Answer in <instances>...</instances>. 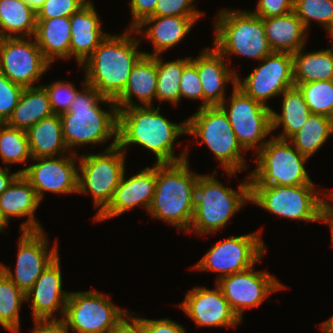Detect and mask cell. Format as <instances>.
<instances>
[{
    "mask_svg": "<svg viewBox=\"0 0 333 333\" xmlns=\"http://www.w3.org/2000/svg\"><path fill=\"white\" fill-rule=\"evenodd\" d=\"M0 157L3 163H27L32 156L25 130L0 123Z\"/></svg>",
    "mask_w": 333,
    "mask_h": 333,
    "instance_id": "obj_37",
    "label": "cell"
},
{
    "mask_svg": "<svg viewBox=\"0 0 333 333\" xmlns=\"http://www.w3.org/2000/svg\"><path fill=\"white\" fill-rule=\"evenodd\" d=\"M158 0H130L132 22L128 27L135 29L144 19L151 16L155 11Z\"/></svg>",
    "mask_w": 333,
    "mask_h": 333,
    "instance_id": "obj_46",
    "label": "cell"
},
{
    "mask_svg": "<svg viewBox=\"0 0 333 333\" xmlns=\"http://www.w3.org/2000/svg\"><path fill=\"white\" fill-rule=\"evenodd\" d=\"M246 178L236 191L224 186L214 174H199L191 192L194 214L187 233L195 231L204 235L224 228L230 218L250 202L249 176Z\"/></svg>",
    "mask_w": 333,
    "mask_h": 333,
    "instance_id": "obj_4",
    "label": "cell"
},
{
    "mask_svg": "<svg viewBox=\"0 0 333 333\" xmlns=\"http://www.w3.org/2000/svg\"><path fill=\"white\" fill-rule=\"evenodd\" d=\"M321 328L324 333H333V315L325 322L321 323Z\"/></svg>",
    "mask_w": 333,
    "mask_h": 333,
    "instance_id": "obj_52",
    "label": "cell"
},
{
    "mask_svg": "<svg viewBox=\"0 0 333 333\" xmlns=\"http://www.w3.org/2000/svg\"><path fill=\"white\" fill-rule=\"evenodd\" d=\"M188 162L156 164L155 193L147 211L186 233L194 214L191 192L199 177L189 169Z\"/></svg>",
    "mask_w": 333,
    "mask_h": 333,
    "instance_id": "obj_5",
    "label": "cell"
},
{
    "mask_svg": "<svg viewBox=\"0 0 333 333\" xmlns=\"http://www.w3.org/2000/svg\"><path fill=\"white\" fill-rule=\"evenodd\" d=\"M327 33L329 34V36L332 38V40H333V27L331 28V29H329L328 31H327ZM331 50H333V43H332V48H330Z\"/></svg>",
    "mask_w": 333,
    "mask_h": 333,
    "instance_id": "obj_56",
    "label": "cell"
},
{
    "mask_svg": "<svg viewBox=\"0 0 333 333\" xmlns=\"http://www.w3.org/2000/svg\"><path fill=\"white\" fill-rule=\"evenodd\" d=\"M214 22L213 45L224 57L237 54L261 61L273 52L262 18L251 11L220 10Z\"/></svg>",
    "mask_w": 333,
    "mask_h": 333,
    "instance_id": "obj_6",
    "label": "cell"
},
{
    "mask_svg": "<svg viewBox=\"0 0 333 333\" xmlns=\"http://www.w3.org/2000/svg\"><path fill=\"white\" fill-rule=\"evenodd\" d=\"M131 314L134 313L128 311L109 333H145L143 318L133 317Z\"/></svg>",
    "mask_w": 333,
    "mask_h": 333,
    "instance_id": "obj_48",
    "label": "cell"
},
{
    "mask_svg": "<svg viewBox=\"0 0 333 333\" xmlns=\"http://www.w3.org/2000/svg\"><path fill=\"white\" fill-rule=\"evenodd\" d=\"M219 106L227 114L243 149L248 151L254 148L258 152L267 142L264 138L272 132V108L246 95L236 85H233L229 99H225Z\"/></svg>",
    "mask_w": 333,
    "mask_h": 333,
    "instance_id": "obj_12",
    "label": "cell"
},
{
    "mask_svg": "<svg viewBox=\"0 0 333 333\" xmlns=\"http://www.w3.org/2000/svg\"><path fill=\"white\" fill-rule=\"evenodd\" d=\"M315 185H250V202L279 217L317 222L323 198Z\"/></svg>",
    "mask_w": 333,
    "mask_h": 333,
    "instance_id": "obj_10",
    "label": "cell"
},
{
    "mask_svg": "<svg viewBox=\"0 0 333 333\" xmlns=\"http://www.w3.org/2000/svg\"><path fill=\"white\" fill-rule=\"evenodd\" d=\"M156 87V56L144 54L133 67L124 91L115 101L117 108L140 106L133 102V96L139 99L142 106H152L153 100L156 99Z\"/></svg>",
    "mask_w": 333,
    "mask_h": 333,
    "instance_id": "obj_26",
    "label": "cell"
},
{
    "mask_svg": "<svg viewBox=\"0 0 333 333\" xmlns=\"http://www.w3.org/2000/svg\"><path fill=\"white\" fill-rule=\"evenodd\" d=\"M265 35L273 52L295 53L304 48L308 34L294 11L276 17L262 18Z\"/></svg>",
    "mask_w": 333,
    "mask_h": 333,
    "instance_id": "obj_27",
    "label": "cell"
},
{
    "mask_svg": "<svg viewBox=\"0 0 333 333\" xmlns=\"http://www.w3.org/2000/svg\"><path fill=\"white\" fill-rule=\"evenodd\" d=\"M145 333H185L186 330L181 324L167 319H146L143 318Z\"/></svg>",
    "mask_w": 333,
    "mask_h": 333,
    "instance_id": "obj_47",
    "label": "cell"
},
{
    "mask_svg": "<svg viewBox=\"0 0 333 333\" xmlns=\"http://www.w3.org/2000/svg\"><path fill=\"white\" fill-rule=\"evenodd\" d=\"M332 133V118L310 114L301 129L288 140L302 155L310 158L325 144Z\"/></svg>",
    "mask_w": 333,
    "mask_h": 333,
    "instance_id": "obj_34",
    "label": "cell"
},
{
    "mask_svg": "<svg viewBox=\"0 0 333 333\" xmlns=\"http://www.w3.org/2000/svg\"><path fill=\"white\" fill-rule=\"evenodd\" d=\"M330 198V200H333V192L325 194ZM323 202L333 211V204L331 205L330 203L327 202V200L323 197Z\"/></svg>",
    "mask_w": 333,
    "mask_h": 333,
    "instance_id": "obj_55",
    "label": "cell"
},
{
    "mask_svg": "<svg viewBox=\"0 0 333 333\" xmlns=\"http://www.w3.org/2000/svg\"><path fill=\"white\" fill-rule=\"evenodd\" d=\"M187 135L196 136L221 162L227 175L232 176L247 168L244 151L232 129L227 114L220 106L199 108L186 120Z\"/></svg>",
    "mask_w": 333,
    "mask_h": 333,
    "instance_id": "obj_7",
    "label": "cell"
},
{
    "mask_svg": "<svg viewBox=\"0 0 333 333\" xmlns=\"http://www.w3.org/2000/svg\"><path fill=\"white\" fill-rule=\"evenodd\" d=\"M98 291L70 292L62 322L67 333H109L128 313Z\"/></svg>",
    "mask_w": 333,
    "mask_h": 333,
    "instance_id": "obj_11",
    "label": "cell"
},
{
    "mask_svg": "<svg viewBox=\"0 0 333 333\" xmlns=\"http://www.w3.org/2000/svg\"><path fill=\"white\" fill-rule=\"evenodd\" d=\"M78 153L70 156L32 158L37 161L29 167L18 170L35 189L41 201L45 192L70 194L78 192Z\"/></svg>",
    "mask_w": 333,
    "mask_h": 333,
    "instance_id": "obj_18",
    "label": "cell"
},
{
    "mask_svg": "<svg viewBox=\"0 0 333 333\" xmlns=\"http://www.w3.org/2000/svg\"><path fill=\"white\" fill-rule=\"evenodd\" d=\"M99 19L91 1L70 16V57L74 56L80 66L108 35L103 32Z\"/></svg>",
    "mask_w": 333,
    "mask_h": 333,
    "instance_id": "obj_24",
    "label": "cell"
},
{
    "mask_svg": "<svg viewBox=\"0 0 333 333\" xmlns=\"http://www.w3.org/2000/svg\"><path fill=\"white\" fill-rule=\"evenodd\" d=\"M83 90L78 91L69 110L60 114L63 139L69 151L82 145L101 144L113 137L118 140V109L115 101L102 97L97 90L83 81ZM108 104L105 111L99 103Z\"/></svg>",
    "mask_w": 333,
    "mask_h": 333,
    "instance_id": "obj_3",
    "label": "cell"
},
{
    "mask_svg": "<svg viewBox=\"0 0 333 333\" xmlns=\"http://www.w3.org/2000/svg\"><path fill=\"white\" fill-rule=\"evenodd\" d=\"M191 61V57H185L181 60L164 61L161 55H156L157 63V87L156 99L162 104V101H169L177 105L180 101V79L184 67Z\"/></svg>",
    "mask_w": 333,
    "mask_h": 333,
    "instance_id": "obj_35",
    "label": "cell"
},
{
    "mask_svg": "<svg viewBox=\"0 0 333 333\" xmlns=\"http://www.w3.org/2000/svg\"><path fill=\"white\" fill-rule=\"evenodd\" d=\"M311 114L333 119V80L295 83Z\"/></svg>",
    "mask_w": 333,
    "mask_h": 333,
    "instance_id": "obj_38",
    "label": "cell"
},
{
    "mask_svg": "<svg viewBox=\"0 0 333 333\" xmlns=\"http://www.w3.org/2000/svg\"><path fill=\"white\" fill-rule=\"evenodd\" d=\"M303 49L292 54L294 83L333 80V50L304 53Z\"/></svg>",
    "mask_w": 333,
    "mask_h": 333,
    "instance_id": "obj_32",
    "label": "cell"
},
{
    "mask_svg": "<svg viewBox=\"0 0 333 333\" xmlns=\"http://www.w3.org/2000/svg\"><path fill=\"white\" fill-rule=\"evenodd\" d=\"M156 185V164L145 167L126 180L125 172L108 207L94 221H103L142 205L148 211Z\"/></svg>",
    "mask_w": 333,
    "mask_h": 333,
    "instance_id": "obj_21",
    "label": "cell"
},
{
    "mask_svg": "<svg viewBox=\"0 0 333 333\" xmlns=\"http://www.w3.org/2000/svg\"><path fill=\"white\" fill-rule=\"evenodd\" d=\"M294 12L308 30L314 20L326 31L333 27V0H294Z\"/></svg>",
    "mask_w": 333,
    "mask_h": 333,
    "instance_id": "obj_39",
    "label": "cell"
},
{
    "mask_svg": "<svg viewBox=\"0 0 333 333\" xmlns=\"http://www.w3.org/2000/svg\"><path fill=\"white\" fill-rule=\"evenodd\" d=\"M253 268L252 266L216 281L225 299L241 321L244 309L258 307L271 293L286 288L268 272H255Z\"/></svg>",
    "mask_w": 333,
    "mask_h": 333,
    "instance_id": "obj_17",
    "label": "cell"
},
{
    "mask_svg": "<svg viewBox=\"0 0 333 333\" xmlns=\"http://www.w3.org/2000/svg\"><path fill=\"white\" fill-rule=\"evenodd\" d=\"M195 0H158L151 16H202L193 7Z\"/></svg>",
    "mask_w": 333,
    "mask_h": 333,
    "instance_id": "obj_44",
    "label": "cell"
},
{
    "mask_svg": "<svg viewBox=\"0 0 333 333\" xmlns=\"http://www.w3.org/2000/svg\"><path fill=\"white\" fill-rule=\"evenodd\" d=\"M179 86L180 101L182 97L203 100L201 80L196 66L191 61L183 69Z\"/></svg>",
    "mask_w": 333,
    "mask_h": 333,
    "instance_id": "obj_43",
    "label": "cell"
},
{
    "mask_svg": "<svg viewBox=\"0 0 333 333\" xmlns=\"http://www.w3.org/2000/svg\"><path fill=\"white\" fill-rule=\"evenodd\" d=\"M118 109V146L137 144L156 156V164L188 160L187 149L175 156L173 145L177 137L186 134V120L175 124L160 114V107L134 106Z\"/></svg>",
    "mask_w": 333,
    "mask_h": 333,
    "instance_id": "obj_1",
    "label": "cell"
},
{
    "mask_svg": "<svg viewBox=\"0 0 333 333\" xmlns=\"http://www.w3.org/2000/svg\"><path fill=\"white\" fill-rule=\"evenodd\" d=\"M21 233L15 273L3 264H0V269L20 290L27 293L42 272L59 256L58 243L48 250L49 243L43 230Z\"/></svg>",
    "mask_w": 333,
    "mask_h": 333,
    "instance_id": "obj_16",
    "label": "cell"
},
{
    "mask_svg": "<svg viewBox=\"0 0 333 333\" xmlns=\"http://www.w3.org/2000/svg\"><path fill=\"white\" fill-rule=\"evenodd\" d=\"M24 87L0 72V123H6L13 113Z\"/></svg>",
    "mask_w": 333,
    "mask_h": 333,
    "instance_id": "obj_41",
    "label": "cell"
},
{
    "mask_svg": "<svg viewBox=\"0 0 333 333\" xmlns=\"http://www.w3.org/2000/svg\"><path fill=\"white\" fill-rule=\"evenodd\" d=\"M134 29L127 28L121 35L108 34L81 65L86 83L104 98L116 101L128 82L137 61L144 55L138 51L139 40L131 37Z\"/></svg>",
    "mask_w": 333,
    "mask_h": 333,
    "instance_id": "obj_2",
    "label": "cell"
},
{
    "mask_svg": "<svg viewBox=\"0 0 333 333\" xmlns=\"http://www.w3.org/2000/svg\"><path fill=\"white\" fill-rule=\"evenodd\" d=\"M25 301V293L0 269V325L4 329L19 333V309Z\"/></svg>",
    "mask_w": 333,
    "mask_h": 333,
    "instance_id": "obj_36",
    "label": "cell"
},
{
    "mask_svg": "<svg viewBox=\"0 0 333 333\" xmlns=\"http://www.w3.org/2000/svg\"><path fill=\"white\" fill-rule=\"evenodd\" d=\"M125 154L118 140L99 154L78 156V194L93 196L95 208H99L94 219L101 214L113 199L115 190L125 172Z\"/></svg>",
    "mask_w": 333,
    "mask_h": 333,
    "instance_id": "obj_8",
    "label": "cell"
},
{
    "mask_svg": "<svg viewBox=\"0 0 333 333\" xmlns=\"http://www.w3.org/2000/svg\"><path fill=\"white\" fill-rule=\"evenodd\" d=\"M26 133L32 158L59 157L65 155L68 150L63 139L62 121L58 114L40 120Z\"/></svg>",
    "mask_w": 333,
    "mask_h": 333,
    "instance_id": "obj_29",
    "label": "cell"
},
{
    "mask_svg": "<svg viewBox=\"0 0 333 333\" xmlns=\"http://www.w3.org/2000/svg\"><path fill=\"white\" fill-rule=\"evenodd\" d=\"M29 4L35 11H37L44 3L45 0H23Z\"/></svg>",
    "mask_w": 333,
    "mask_h": 333,
    "instance_id": "obj_53",
    "label": "cell"
},
{
    "mask_svg": "<svg viewBox=\"0 0 333 333\" xmlns=\"http://www.w3.org/2000/svg\"><path fill=\"white\" fill-rule=\"evenodd\" d=\"M34 39L44 58L52 64L54 60L70 58V17L37 19Z\"/></svg>",
    "mask_w": 333,
    "mask_h": 333,
    "instance_id": "obj_28",
    "label": "cell"
},
{
    "mask_svg": "<svg viewBox=\"0 0 333 333\" xmlns=\"http://www.w3.org/2000/svg\"><path fill=\"white\" fill-rule=\"evenodd\" d=\"M37 13L23 0H0V38L33 37ZM13 34V35H12Z\"/></svg>",
    "mask_w": 333,
    "mask_h": 333,
    "instance_id": "obj_31",
    "label": "cell"
},
{
    "mask_svg": "<svg viewBox=\"0 0 333 333\" xmlns=\"http://www.w3.org/2000/svg\"><path fill=\"white\" fill-rule=\"evenodd\" d=\"M200 17L149 16L134 29V33L137 35L142 33L152 42L154 52L151 54L144 52V54L156 56L180 43ZM145 26L146 30L142 29Z\"/></svg>",
    "mask_w": 333,
    "mask_h": 333,
    "instance_id": "obj_23",
    "label": "cell"
},
{
    "mask_svg": "<svg viewBox=\"0 0 333 333\" xmlns=\"http://www.w3.org/2000/svg\"><path fill=\"white\" fill-rule=\"evenodd\" d=\"M31 38H0V72L24 88L33 87L51 65Z\"/></svg>",
    "mask_w": 333,
    "mask_h": 333,
    "instance_id": "obj_15",
    "label": "cell"
},
{
    "mask_svg": "<svg viewBox=\"0 0 333 333\" xmlns=\"http://www.w3.org/2000/svg\"><path fill=\"white\" fill-rule=\"evenodd\" d=\"M262 232L247 235L229 236L217 242L195 264L196 270L218 272L217 281L225 276L249 269L258 263L266 251L261 237Z\"/></svg>",
    "mask_w": 333,
    "mask_h": 333,
    "instance_id": "obj_13",
    "label": "cell"
},
{
    "mask_svg": "<svg viewBox=\"0 0 333 333\" xmlns=\"http://www.w3.org/2000/svg\"><path fill=\"white\" fill-rule=\"evenodd\" d=\"M256 156L257 166L249 172L250 185L314 184L304 166L309 158L293 148L288 139H268Z\"/></svg>",
    "mask_w": 333,
    "mask_h": 333,
    "instance_id": "obj_9",
    "label": "cell"
},
{
    "mask_svg": "<svg viewBox=\"0 0 333 333\" xmlns=\"http://www.w3.org/2000/svg\"><path fill=\"white\" fill-rule=\"evenodd\" d=\"M225 57L215 48L205 49L197 58L191 57L196 66L203 90V102L200 108L219 106L225 100V86L228 81L236 85L237 72L229 69Z\"/></svg>",
    "mask_w": 333,
    "mask_h": 333,
    "instance_id": "obj_22",
    "label": "cell"
},
{
    "mask_svg": "<svg viewBox=\"0 0 333 333\" xmlns=\"http://www.w3.org/2000/svg\"><path fill=\"white\" fill-rule=\"evenodd\" d=\"M89 0H45L36 11L37 19H51L57 17H70Z\"/></svg>",
    "mask_w": 333,
    "mask_h": 333,
    "instance_id": "obj_42",
    "label": "cell"
},
{
    "mask_svg": "<svg viewBox=\"0 0 333 333\" xmlns=\"http://www.w3.org/2000/svg\"><path fill=\"white\" fill-rule=\"evenodd\" d=\"M31 333H67L62 320H35Z\"/></svg>",
    "mask_w": 333,
    "mask_h": 333,
    "instance_id": "obj_49",
    "label": "cell"
},
{
    "mask_svg": "<svg viewBox=\"0 0 333 333\" xmlns=\"http://www.w3.org/2000/svg\"><path fill=\"white\" fill-rule=\"evenodd\" d=\"M178 306L200 327H233L242 321L232 310L222 290L216 284L214 290L196 287L188 291Z\"/></svg>",
    "mask_w": 333,
    "mask_h": 333,
    "instance_id": "obj_19",
    "label": "cell"
},
{
    "mask_svg": "<svg viewBox=\"0 0 333 333\" xmlns=\"http://www.w3.org/2000/svg\"><path fill=\"white\" fill-rule=\"evenodd\" d=\"M40 203L35 189L22 174L0 195V208L8 221L11 216H27V220L21 224L20 232L43 230L34 215Z\"/></svg>",
    "mask_w": 333,
    "mask_h": 333,
    "instance_id": "obj_25",
    "label": "cell"
},
{
    "mask_svg": "<svg viewBox=\"0 0 333 333\" xmlns=\"http://www.w3.org/2000/svg\"><path fill=\"white\" fill-rule=\"evenodd\" d=\"M318 221L325 222L330 225L331 229V244L333 246V211L323 202L320 211Z\"/></svg>",
    "mask_w": 333,
    "mask_h": 333,
    "instance_id": "obj_51",
    "label": "cell"
},
{
    "mask_svg": "<svg viewBox=\"0 0 333 333\" xmlns=\"http://www.w3.org/2000/svg\"><path fill=\"white\" fill-rule=\"evenodd\" d=\"M8 223H9L8 219L5 217L3 211L0 208V232L4 230V228Z\"/></svg>",
    "mask_w": 333,
    "mask_h": 333,
    "instance_id": "obj_54",
    "label": "cell"
},
{
    "mask_svg": "<svg viewBox=\"0 0 333 333\" xmlns=\"http://www.w3.org/2000/svg\"><path fill=\"white\" fill-rule=\"evenodd\" d=\"M53 114L46 89L42 85L27 87L24 88L6 124L27 131L40 120Z\"/></svg>",
    "mask_w": 333,
    "mask_h": 333,
    "instance_id": "obj_30",
    "label": "cell"
},
{
    "mask_svg": "<svg viewBox=\"0 0 333 333\" xmlns=\"http://www.w3.org/2000/svg\"><path fill=\"white\" fill-rule=\"evenodd\" d=\"M253 14L261 18L282 16L294 11V0H259Z\"/></svg>",
    "mask_w": 333,
    "mask_h": 333,
    "instance_id": "obj_45",
    "label": "cell"
},
{
    "mask_svg": "<svg viewBox=\"0 0 333 333\" xmlns=\"http://www.w3.org/2000/svg\"><path fill=\"white\" fill-rule=\"evenodd\" d=\"M281 95H283L282 113L278 114L272 109V131L282 125V134L275 137L289 139L301 129L311 112L304 101L303 94L296 86L285 90Z\"/></svg>",
    "mask_w": 333,
    "mask_h": 333,
    "instance_id": "obj_33",
    "label": "cell"
},
{
    "mask_svg": "<svg viewBox=\"0 0 333 333\" xmlns=\"http://www.w3.org/2000/svg\"><path fill=\"white\" fill-rule=\"evenodd\" d=\"M243 81L237 73L236 86L254 100L268 106L266 101L295 86L293 57L288 52H272L261 60ZM261 65V66H260Z\"/></svg>",
    "mask_w": 333,
    "mask_h": 333,
    "instance_id": "obj_14",
    "label": "cell"
},
{
    "mask_svg": "<svg viewBox=\"0 0 333 333\" xmlns=\"http://www.w3.org/2000/svg\"><path fill=\"white\" fill-rule=\"evenodd\" d=\"M42 86L46 89L53 113L58 115L69 110L78 92L73 83L60 80Z\"/></svg>",
    "mask_w": 333,
    "mask_h": 333,
    "instance_id": "obj_40",
    "label": "cell"
},
{
    "mask_svg": "<svg viewBox=\"0 0 333 333\" xmlns=\"http://www.w3.org/2000/svg\"><path fill=\"white\" fill-rule=\"evenodd\" d=\"M69 293L62 290V275L58 256L25 293L26 301H32L30 304L33 320H62ZM55 312H59L62 318H55Z\"/></svg>",
    "mask_w": 333,
    "mask_h": 333,
    "instance_id": "obj_20",
    "label": "cell"
},
{
    "mask_svg": "<svg viewBox=\"0 0 333 333\" xmlns=\"http://www.w3.org/2000/svg\"><path fill=\"white\" fill-rule=\"evenodd\" d=\"M19 174L18 171L11 174L8 166L3 168L0 166V195L10 186Z\"/></svg>",
    "mask_w": 333,
    "mask_h": 333,
    "instance_id": "obj_50",
    "label": "cell"
}]
</instances>
